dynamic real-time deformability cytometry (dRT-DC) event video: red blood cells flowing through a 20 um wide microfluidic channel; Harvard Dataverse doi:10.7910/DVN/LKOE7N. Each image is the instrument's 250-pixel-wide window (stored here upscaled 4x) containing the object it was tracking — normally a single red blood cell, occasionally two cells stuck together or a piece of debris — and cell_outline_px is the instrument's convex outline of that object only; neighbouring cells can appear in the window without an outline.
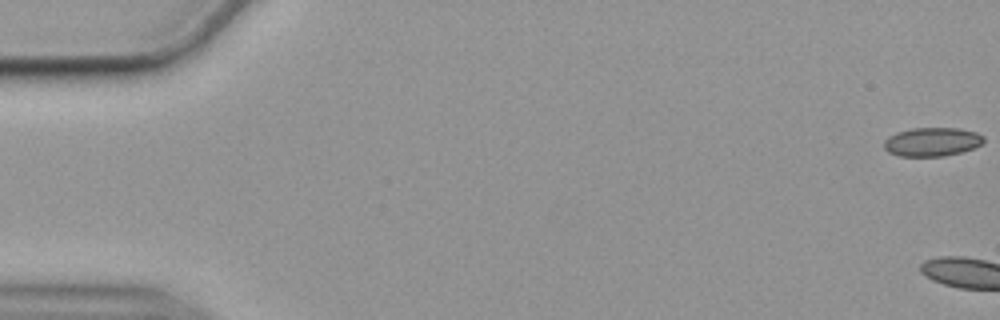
{"species": "common noctule bat (a hibernating species)", "species_latin": "Nyctalus noctula", "temperature_condition": "cold", "stored_images_in_passage": 5, "camera_frame_rate_fps": 3000, "um_per_image_px": 0.085, "animal": {"sex": "female", "body_mass_g": 19.9}, "frame": {"image": 1, "passage_image": 1, "time_ms": 0.0, "image_size_px": [1000, 320], "cell_outline_px": [[984, 144], [960, 152], [944, 156], [900, 156], [888, 152], [884, 148], [884, 140], [888, 136], [896, 132], [912, 128], [960, 128], [976, 132], [984, 136]], "centroid_in_image_um": [79.22, 12.05], "position_along_channel_um": 5.8, "area_um2": 16.82}}